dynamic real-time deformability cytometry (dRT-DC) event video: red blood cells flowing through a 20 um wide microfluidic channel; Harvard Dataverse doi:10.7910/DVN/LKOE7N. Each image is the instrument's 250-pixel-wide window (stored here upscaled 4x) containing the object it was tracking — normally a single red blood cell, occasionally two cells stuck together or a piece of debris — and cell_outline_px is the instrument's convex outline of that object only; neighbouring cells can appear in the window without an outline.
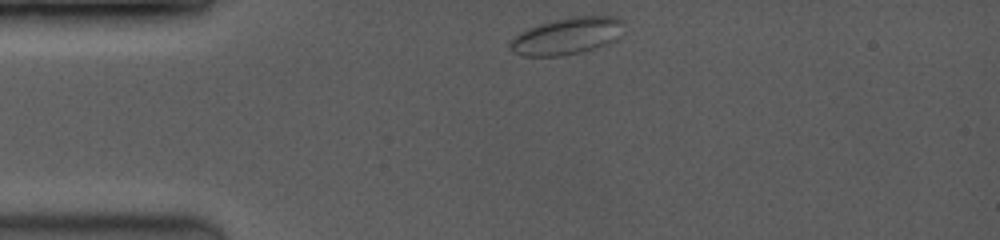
{"species": "common noctule bat (a hibernating species)", "species_latin": "Nyctalus noctula", "temperature_condition": "room temperature", "stored_images_in_passage": 38, "camera_frame_rate_fps": 3500, "um_per_image_px": 0.085, "animal": {"sex": "female", "body_mass_g": 19.0, "forearm_length_mm": 53.3}, "frame": {"image": 1, "passage_image": 1, "time_ms": 0.0, "image_size_px": [1000, 240], "cell_outline_px": [[620, 20], [616, 40], [580, 52], [560, 56], [524, 56], [512, 52], [508, 44], [520, 32], [528, 28], [540, 24], [572, 16], [616, 16]], "centroid_in_image_um": [48.1, 3.07], "position_along_channel_um": 36.9, "area_um2": 23.76}}
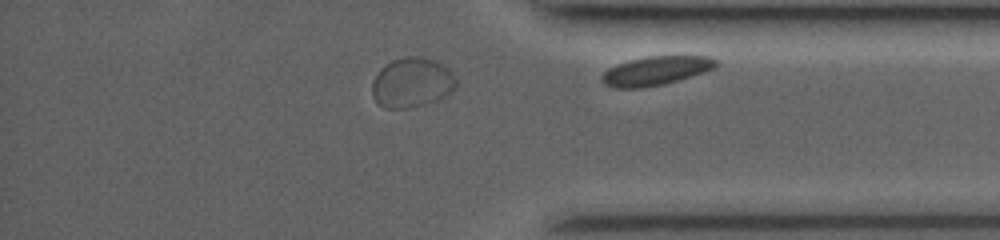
{"frame": {"image": 2, "passage_image": 38, "time_ms": 10.571, "image_size_px": [1000, 240], "cell_outline_px": [[720, 64], [716, 68], [704, 72], [664, 84], [644, 88], [616, 88], [604, 84], [600, 80], [600, 76], [608, 68], [616, 64], [648, 56], [708, 56], [720, 60]], "centroid_in_image_um": [55.77, 6.01], "position_along_channel_um": 379.4, "area_um2": 19.42}}